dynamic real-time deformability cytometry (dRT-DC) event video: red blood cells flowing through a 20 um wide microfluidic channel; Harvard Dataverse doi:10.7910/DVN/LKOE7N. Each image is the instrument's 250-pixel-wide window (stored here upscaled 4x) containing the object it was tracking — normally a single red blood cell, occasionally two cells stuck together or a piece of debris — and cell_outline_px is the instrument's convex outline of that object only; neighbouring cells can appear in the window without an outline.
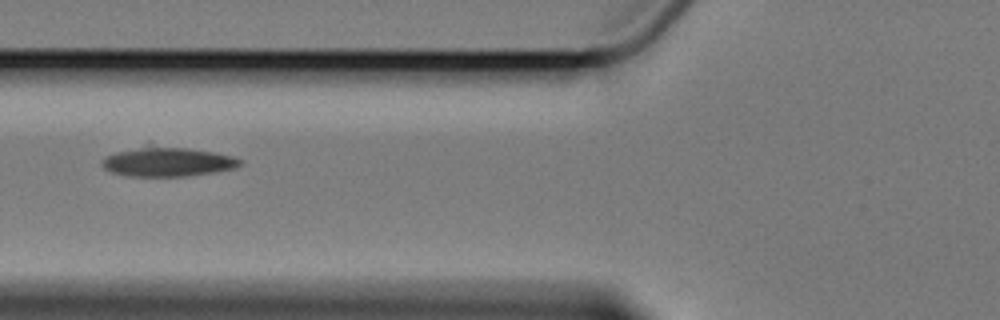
{"species": "Egyptian fruit bat (a non-hibernating species)", "species_latin": "Rousettus aegyptiacus", "temperature_condition": "cold", "stored_images_in_passage": 6, "camera_frame_rate_fps": 3000, "um_per_image_px": 0.085, "animal": {"sex": "female"}, "frame": {"image": 1, "passage_image": 2, "time_ms": 1.0, "image_size_px": [1000, 320], "cell_outline_px": [[244, 164], [236, 168], [212, 172], [184, 176], [132, 176], [112, 172], [104, 168], [100, 164], [100, 160], [104, 156], [148, 140], [216, 152], [236, 156], [244, 160]], "centroid_in_image_um": [14.21, 13.65], "position_along_channel_um": 111.6, "area_um2": 25.43}}
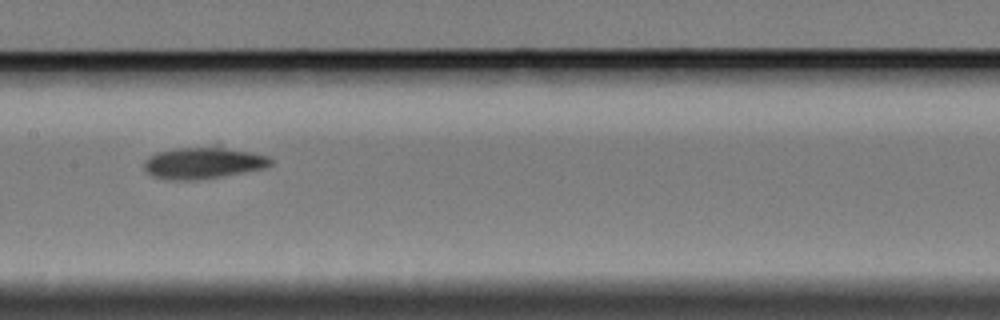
{"frame": {"image": 2, "passage_image": 4, "time_ms": 3.333, "image_size_px": [1000, 320], "cell_outline_px": [[272, 164], [264, 168], [220, 176], [188, 180], [176, 180], [152, 176], [144, 168], [144, 160], [148, 156], [156, 152], [176, 148], [216, 144], [252, 152], [268, 156], [272, 160]], "centroid_in_image_um": [17.27, 13.79], "position_along_channel_um": 190.1, "area_um2": 23.64}}
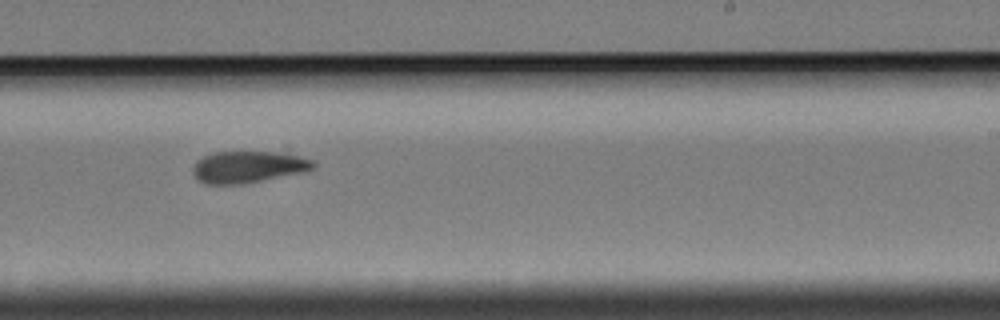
{"frame": {"image": 3, "passage_image": 6, "time_ms": 5.667, "image_size_px": [1000, 320], "cell_outline_px": [[316, 168], [308, 172], [244, 184], [208, 184], [196, 180], [192, 172], [192, 168], [196, 160], [204, 156], [216, 152], [288, 148], [316, 160]], "centroid_in_image_um": [21.31, 14.11], "position_along_channel_um": 267.7, "area_um2": 24.45}}